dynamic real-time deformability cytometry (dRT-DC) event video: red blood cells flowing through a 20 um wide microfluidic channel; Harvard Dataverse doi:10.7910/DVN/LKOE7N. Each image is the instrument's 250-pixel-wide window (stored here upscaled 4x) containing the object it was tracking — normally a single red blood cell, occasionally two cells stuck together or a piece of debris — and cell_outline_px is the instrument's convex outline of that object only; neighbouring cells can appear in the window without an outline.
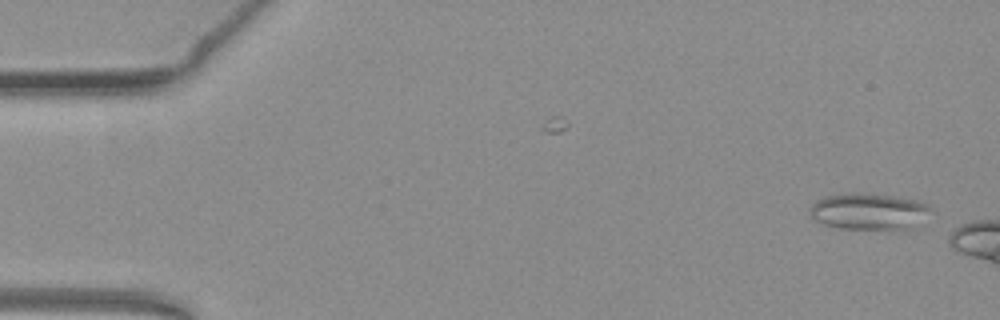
{"species": "common noctule bat (a hibernating species)", "species_latin": "Nyctalus noctula", "temperature_condition": "warm", "stored_images_in_passage": 7, "camera_frame_rate_fps": 3000, "um_per_image_px": 0.085, "animal": {"sex": "female", "body_mass_g": 19.3, "forearm_length_mm": 54.1}, "frame": {"image": 1, "passage_image": 2, "time_ms": 0.333, "image_size_px": [1000, 320], "cell_outline_px": [[936, 212], [904, 232], [840, 228], [824, 224], [816, 220], [808, 212], [808, 208], [816, 200], [824, 196], [852, 192], [892, 196], [920, 200], [928, 204]], "centroid_in_image_um": [73.94, 18.0], "position_along_channel_um": 11.1, "area_um2": 26.82}}